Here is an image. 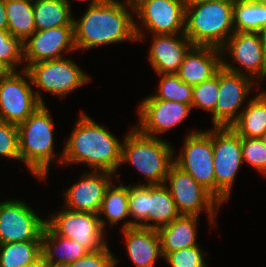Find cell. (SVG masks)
I'll return each instance as SVG.
<instances>
[{"instance_id": "1", "label": "cell", "mask_w": 266, "mask_h": 267, "mask_svg": "<svg viewBox=\"0 0 266 267\" xmlns=\"http://www.w3.org/2000/svg\"><path fill=\"white\" fill-rule=\"evenodd\" d=\"M133 14L134 5L128 0H105L98 5H88L80 19L74 17L76 50L85 51L123 41H145L144 32Z\"/></svg>"}, {"instance_id": "2", "label": "cell", "mask_w": 266, "mask_h": 267, "mask_svg": "<svg viewBox=\"0 0 266 267\" xmlns=\"http://www.w3.org/2000/svg\"><path fill=\"white\" fill-rule=\"evenodd\" d=\"M78 121L63 147L62 164H87L93 171L116 174L121 166L122 143L104 125L81 111Z\"/></svg>"}, {"instance_id": "3", "label": "cell", "mask_w": 266, "mask_h": 267, "mask_svg": "<svg viewBox=\"0 0 266 267\" xmlns=\"http://www.w3.org/2000/svg\"><path fill=\"white\" fill-rule=\"evenodd\" d=\"M46 104L37 108L25 121L17 125L19 132L20 162L39 180L46 179L51 163L62 165L63 150L54 152V126ZM56 154V155H55Z\"/></svg>"}, {"instance_id": "4", "label": "cell", "mask_w": 266, "mask_h": 267, "mask_svg": "<svg viewBox=\"0 0 266 267\" xmlns=\"http://www.w3.org/2000/svg\"><path fill=\"white\" fill-rule=\"evenodd\" d=\"M234 0H207L186 8L185 35L196 46L221 49L235 32Z\"/></svg>"}, {"instance_id": "5", "label": "cell", "mask_w": 266, "mask_h": 267, "mask_svg": "<svg viewBox=\"0 0 266 267\" xmlns=\"http://www.w3.org/2000/svg\"><path fill=\"white\" fill-rule=\"evenodd\" d=\"M122 140L121 165H133L145 177L146 184H165L174 163V149L161 137H150L135 127Z\"/></svg>"}, {"instance_id": "6", "label": "cell", "mask_w": 266, "mask_h": 267, "mask_svg": "<svg viewBox=\"0 0 266 267\" xmlns=\"http://www.w3.org/2000/svg\"><path fill=\"white\" fill-rule=\"evenodd\" d=\"M26 70L30 74L32 85L36 87L35 94L41 104H45V102L40 90L62 99L91 80V76L87 75L70 58L36 62Z\"/></svg>"}, {"instance_id": "7", "label": "cell", "mask_w": 266, "mask_h": 267, "mask_svg": "<svg viewBox=\"0 0 266 267\" xmlns=\"http://www.w3.org/2000/svg\"><path fill=\"white\" fill-rule=\"evenodd\" d=\"M212 142L215 199L223 205L230 199L236 175L243 164L241 137L231 127H214Z\"/></svg>"}, {"instance_id": "8", "label": "cell", "mask_w": 266, "mask_h": 267, "mask_svg": "<svg viewBox=\"0 0 266 267\" xmlns=\"http://www.w3.org/2000/svg\"><path fill=\"white\" fill-rule=\"evenodd\" d=\"M174 163L190 174L215 198V172L212 129L192 130L184 137L183 147Z\"/></svg>"}, {"instance_id": "9", "label": "cell", "mask_w": 266, "mask_h": 267, "mask_svg": "<svg viewBox=\"0 0 266 267\" xmlns=\"http://www.w3.org/2000/svg\"><path fill=\"white\" fill-rule=\"evenodd\" d=\"M165 185L170 190L180 215L200 216L205 210L210 225L215 226V215L221 204L190 174L173 163L166 176Z\"/></svg>"}, {"instance_id": "10", "label": "cell", "mask_w": 266, "mask_h": 267, "mask_svg": "<svg viewBox=\"0 0 266 267\" xmlns=\"http://www.w3.org/2000/svg\"><path fill=\"white\" fill-rule=\"evenodd\" d=\"M221 55L225 69L249 76L255 83L258 80L256 86L266 79V55L258 32L235 31L221 48ZM227 55L231 56V64L226 61Z\"/></svg>"}, {"instance_id": "11", "label": "cell", "mask_w": 266, "mask_h": 267, "mask_svg": "<svg viewBox=\"0 0 266 267\" xmlns=\"http://www.w3.org/2000/svg\"><path fill=\"white\" fill-rule=\"evenodd\" d=\"M46 219V224L57 234L78 241L89 252L102 250L106 245L105 230L98 214L67 209L56 211Z\"/></svg>"}, {"instance_id": "12", "label": "cell", "mask_w": 266, "mask_h": 267, "mask_svg": "<svg viewBox=\"0 0 266 267\" xmlns=\"http://www.w3.org/2000/svg\"><path fill=\"white\" fill-rule=\"evenodd\" d=\"M31 84L26 69L0 80V120L18 125L42 105Z\"/></svg>"}, {"instance_id": "13", "label": "cell", "mask_w": 266, "mask_h": 267, "mask_svg": "<svg viewBox=\"0 0 266 267\" xmlns=\"http://www.w3.org/2000/svg\"><path fill=\"white\" fill-rule=\"evenodd\" d=\"M46 220L41 218L24 200L0 202V244L41 241Z\"/></svg>"}, {"instance_id": "14", "label": "cell", "mask_w": 266, "mask_h": 267, "mask_svg": "<svg viewBox=\"0 0 266 267\" xmlns=\"http://www.w3.org/2000/svg\"><path fill=\"white\" fill-rule=\"evenodd\" d=\"M254 81L223 66L219 69L218 98L215 110L211 113L214 127H230L238 119L243 110L240 108L251 94Z\"/></svg>"}, {"instance_id": "15", "label": "cell", "mask_w": 266, "mask_h": 267, "mask_svg": "<svg viewBox=\"0 0 266 267\" xmlns=\"http://www.w3.org/2000/svg\"><path fill=\"white\" fill-rule=\"evenodd\" d=\"M134 14L152 35L185 33L186 8L182 0H136Z\"/></svg>"}, {"instance_id": "16", "label": "cell", "mask_w": 266, "mask_h": 267, "mask_svg": "<svg viewBox=\"0 0 266 267\" xmlns=\"http://www.w3.org/2000/svg\"><path fill=\"white\" fill-rule=\"evenodd\" d=\"M137 111L139 124L135 128L146 136L157 138L182 123L192 111V105L157 98H145L140 102Z\"/></svg>"}, {"instance_id": "17", "label": "cell", "mask_w": 266, "mask_h": 267, "mask_svg": "<svg viewBox=\"0 0 266 267\" xmlns=\"http://www.w3.org/2000/svg\"><path fill=\"white\" fill-rule=\"evenodd\" d=\"M24 67L42 61L64 58L63 53L76 52L74 25H64L35 31L23 42Z\"/></svg>"}, {"instance_id": "18", "label": "cell", "mask_w": 266, "mask_h": 267, "mask_svg": "<svg viewBox=\"0 0 266 267\" xmlns=\"http://www.w3.org/2000/svg\"><path fill=\"white\" fill-rule=\"evenodd\" d=\"M113 174L108 171H87L64 192V206L67 209L98 214L106 189ZM112 178V179H111Z\"/></svg>"}, {"instance_id": "19", "label": "cell", "mask_w": 266, "mask_h": 267, "mask_svg": "<svg viewBox=\"0 0 266 267\" xmlns=\"http://www.w3.org/2000/svg\"><path fill=\"white\" fill-rule=\"evenodd\" d=\"M148 60L156 74H177L181 63L194 46L185 33L152 35Z\"/></svg>"}, {"instance_id": "20", "label": "cell", "mask_w": 266, "mask_h": 267, "mask_svg": "<svg viewBox=\"0 0 266 267\" xmlns=\"http://www.w3.org/2000/svg\"><path fill=\"white\" fill-rule=\"evenodd\" d=\"M222 67L221 49L194 45L177 72L182 82L198 85L215 76Z\"/></svg>"}, {"instance_id": "21", "label": "cell", "mask_w": 266, "mask_h": 267, "mask_svg": "<svg viewBox=\"0 0 266 267\" xmlns=\"http://www.w3.org/2000/svg\"><path fill=\"white\" fill-rule=\"evenodd\" d=\"M129 258L135 267H154L161 253L160 237L156 229L130 227L122 229Z\"/></svg>"}, {"instance_id": "22", "label": "cell", "mask_w": 266, "mask_h": 267, "mask_svg": "<svg viewBox=\"0 0 266 267\" xmlns=\"http://www.w3.org/2000/svg\"><path fill=\"white\" fill-rule=\"evenodd\" d=\"M199 216L180 215L170 224L158 229L161 253H167L188 247L200 245L197 240Z\"/></svg>"}, {"instance_id": "23", "label": "cell", "mask_w": 266, "mask_h": 267, "mask_svg": "<svg viewBox=\"0 0 266 267\" xmlns=\"http://www.w3.org/2000/svg\"><path fill=\"white\" fill-rule=\"evenodd\" d=\"M89 251L78 241L57 235L47 224L41 234L43 262L69 266Z\"/></svg>"}, {"instance_id": "24", "label": "cell", "mask_w": 266, "mask_h": 267, "mask_svg": "<svg viewBox=\"0 0 266 267\" xmlns=\"http://www.w3.org/2000/svg\"><path fill=\"white\" fill-rule=\"evenodd\" d=\"M245 105L230 127L241 138H260L266 132V91L262 90Z\"/></svg>"}, {"instance_id": "25", "label": "cell", "mask_w": 266, "mask_h": 267, "mask_svg": "<svg viewBox=\"0 0 266 267\" xmlns=\"http://www.w3.org/2000/svg\"><path fill=\"white\" fill-rule=\"evenodd\" d=\"M180 216L165 184H149L148 228L160 229Z\"/></svg>"}, {"instance_id": "26", "label": "cell", "mask_w": 266, "mask_h": 267, "mask_svg": "<svg viewBox=\"0 0 266 267\" xmlns=\"http://www.w3.org/2000/svg\"><path fill=\"white\" fill-rule=\"evenodd\" d=\"M69 0H34L33 12L36 31L74 25Z\"/></svg>"}, {"instance_id": "27", "label": "cell", "mask_w": 266, "mask_h": 267, "mask_svg": "<svg viewBox=\"0 0 266 267\" xmlns=\"http://www.w3.org/2000/svg\"><path fill=\"white\" fill-rule=\"evenodd\" d=\"M128 204V185L121 183L116 186L111 183L106 189L98 212L102 228L105 230L107 222L108 225L110 224V226L113 227L122 219L129 217Z\"/></svg>"}, {"instance_id": "28", "label": "cell", "mask_w": 266, "mask_h": 267, "mask_svg": "<svg viewBox=\"0 0 266 267\" xmlns=\"http://www.w3.org/2000/svg\"><path fill=\"white\" fill-rule=\"evenodd\" d=\"M8 31L22 42L35 31L33 0H5Z\"/></svg>"}, {"instance_id": "29", "label": "cell", "mask_w": 266, "mask_h": 267, "mask_svg": "<svg viewBox=\"0 0 266 267\" xmlns=\"http://www.w3.org/2000/svg\"><path fill=\"white\" fill-rule=\"evenodd\" d=\"M233 26L237 32H259L266 26V5L253 0H234Z\"/></svg>"}, {"instance_id": "30", "label": "cell", "mask_w": 266, "mask_h": 267, "mask_svg": "<svg viewBox=\"0 0 266 267\" xmlns=\"http://www.w3.org/2000/svg\"><path fill=\"white\" fill-rule=\"evenodd\" d=\"M41 257V241L0 244V267H24Z\"/></svg>"}, {"instance_id": "31", "label": "cell", "mask_w": 266, "mask_h": 267, "mask_svg": "<svg viewBox=\"0 0 266 267\" xmlns=\"http://www.w3.org/2000/svg\"><path fill=\"white\" fill-rule=\"evenodd\" d=\"M148 198L149 184L140 182L139 184L128 185L129 215L135 220H126L122 229L130 227L148 228Z\"/></svg>"}, {"instance_id": "32", "label": "cell", "mask_w": 266, "mask_h": 267, "mask_svg": "<svg viewBox=\"0 0 266 267\" xmlns=\"http://www.w3.org/2000/svg\"><path fill=\"white\" fill-rule=\"evenodd\" d=\"M160 76L158 92L145 98H157L162 100L177 101L191 105L193 98V86L182 82L177 74H157Z\"/></svg>"}, {"instance_id": "33", "label": "cell", "mask_w": 266, "mask_h": 267, "mask_svg": "<svg viewBox=\"0 0 266 267\" xmlns=\"http://www.w3.org/2000/svg\"><path fill=\"white\" fill-rule=\"evenodd\" d=\"M219 70L215 76L198 85L193 86L192 110L201 108L212 113L218 98Z\"/></svg>"}, {"instance_id": "34", "label": "cell", "mask_w": 266, "mask_h": 267, "mask_svg": "<svg viewBox=\"0 0 266 267\" xmlns=\"http://www.w3.org/2000/svg\"><path fill=\"white\" fill-rule=\"evenodd\" d=\"M0 59L5 61L14 71H17L20 63L23 62L24 64L23 42L12 36L8 30H0Z\"/></svg>"}, {"instance_id": "35", "label": "cell", "mask_w": 266, "mask_h": 267, "mask_svg": "<svg viewBox=\"0 0 266 267\" xmlns=\"http://www.w3.org/2000/svg\"><path fill=\"white\" fill-rule=\"evenodd\" d=\"M243 162L266 176V146L260 138H241Z\"/></svg>"}, {"instance_id": "36", "label": "cell", "mask_w": 266, "mask_h": 267, "mask_svg": "<svg viewBox=\"0 0 266 267\" xmlns=\"http://www.w3.org/2000/svg\"><path fill=\"white\" fill-rule=\"evenodd\" d=\"M205 255L208 254L202 251L200 245H197L169 252L163 259L171 267H207Z\"/></svg>"}, {"instance_id": "37", "label": "cell", "mask_w": 266, "mask_h": 267, "mask_svg": "<svg viewBox=\"0 0 266 267\" xmlns=\"http://www.w3.org/2000/svg\"><path fill=\"white\" fill-rule=\"evenodd\" d=\"M0 156L20 161L18 127L3 120H0Z\"/></svg>"}, {"instance_id": "38", "label": "cell", "mask_w": 266, "mask_h": 267, "mask_svg": "<svg viewBox=\"0 0 266 267\" xmlns=\"http://www.w3.org/2000/svg\"><path fill=\"white\" fill-rule=\"evenodd\" d=\"M111 252L109 245L96 252H88L69 267H116L119 259Z\"/></svg>"}, {"instance_id": "39", "label": "cell", "mask_w": 266, "mask_h": 267, "mask_svg": "<svg viewBox=\"0 0 266 267\" xmlns=\"http://www.w3.org/2000/svg\"><path fill=\"white\" fill-rule=\"evenodd\" d=\"M0 30H8L5 0H0Z\"/></svg>"}, {"instance_id": "40", "label": "cell", "mask_w": 266, "mask_h": 267, "mask_svg": "<svg viewBox=\"0 0 266 267\" xmlns=\"http://www.w3.org/2000/svg\"><path fill=\"white\" fill-rule=\"evenodd\" d=\"M14 70L2 59H0V80L8 77Z\"/></svg>"}, {"instance_id": "41", "label": "cell", "mask_w": 266, "mask_h": 267, "mask_svg": "<svg viewBox=\"0 0 266 267\" xmlns=\"http://www.w3.org/2000/svg\"><path fill=\"white\" fill-rule=\"evenodd\" d=\"M259 36H260V40L262 43V46L264 48V52L266 55V26L263 27L259 32H258Z\"/></svg>"}, {"instance_id": "42", "label": "cell", "mask_w": 266, "mask_h": 267, "mask_svg": "<svg viewBox=\"0 0 266 267\" xmlns=\"http://www.w3.org/2000/svg\"><path fill=\"white\" fill-rule=\"evenodd\" d=\"M204 1H207V0H182V2L184 3L185 8L191 7V6L199 4V3H202Z\"/></svg>"}, {"instance_id": "43", "label": "cell", "mask_w": 266, "mask_h": 267, "mask_svg": "<svg viewBox=\"0 0 266 267\" xmlns=\"http://www.w3.org/2000/svg\"><path fill=\"white\" fill-rule=\"evenodd\" d=\"M24 267H43V260L42 257H40L36 262L26 265Z\"/></svg>"}, {"instance_id": "44", "label": "cell", "mask_w": 266, "mask_h": 267, "mask_svg": "<svg viewBox=\"0 0 266 267\" xmlns=\"http://www.w3.org/2000/svg\"><path fill=\"white\" fill-rule=\"evenodd\" d=\"M43 267H69L67 265L54 264L49 262H43Z\"/></svg>"}, {"instance_id": "45", "label": "cell", "mask_w": 266, "mask_h": 267, "mask_svg": "<svg viewBox=\"0 0 266 267\" xmlns=\"http://www.w3.org/2000/svg\"><path fill=\"white\" fill-rule=\"evenodd\" d=\"M78 1H88V0H78ZM90 1V6L98 5L103 3L105 0H89Z\"/></svg>"}, {"instance_id": "46", "label": "cell", "mask_w": 266, "mask_h": 267, "mask_svg": "<svg viewBox=\"0 0 266 267\" xmlns=\"http://www.w3.org/2000/svg\"><path fill=\"white\" fill-rule=\"evenodd\" d=\"M261 141L264 143L266 146V132L260 137Z\"/></svg>"}, {"instance_id": "47", "label": "cell", "mask_w": 266, "mask_h": 267, "mask_svg": "<svg viewBox=\"0 0 266 267\" xmlns=\"http://www.w3.org/2000/svg\"><path fill=\"white\" fill-rule=\"evenodd\" d=\"M259 4H263V5H266V0H253Z\"/></svg>"}, {"instance_id": "48", "label": "cell", "mask_w": 266, "mask_h": 267, "mask_svg": "<svg viewBox=\"0 0 266 267\" xmlns=\"http://www.w3.org/2000/svg\"><path fill=\"white\" fill-rule=\"evenodd\" d=\"M128 1H130L131 3H134L136 0H128Z\"/></svg>"}]
</instances>
